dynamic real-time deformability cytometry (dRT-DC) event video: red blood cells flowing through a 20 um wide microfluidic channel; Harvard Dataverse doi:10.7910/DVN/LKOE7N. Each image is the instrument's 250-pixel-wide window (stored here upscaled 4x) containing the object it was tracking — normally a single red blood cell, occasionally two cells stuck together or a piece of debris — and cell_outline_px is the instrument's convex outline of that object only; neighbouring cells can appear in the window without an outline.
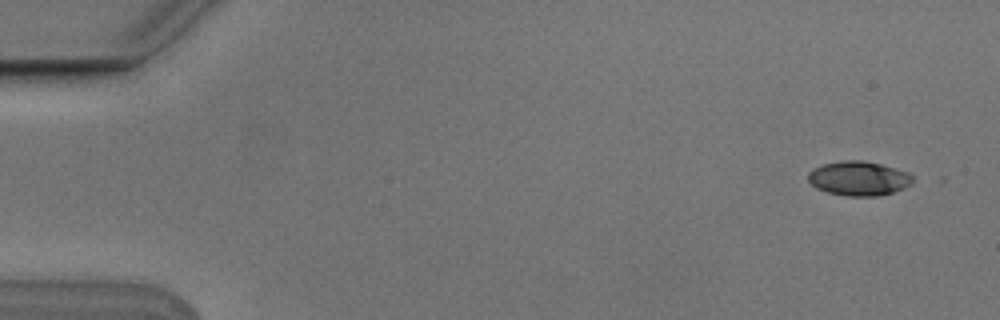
{"species": "Egyptian fruit bat (a non-hibernating species)", "species_latin": "Rousettus aegyptiacus", "temperature_condition": "cold", "stored_images_in_passage": 7, "camera_frame_rate_fps": 3000, "um_per_image_px": 0.085, "animal": {"sex": "male"}, "frame": {"image": 1, "passage_image": 1, "time_ms": 0.0, "image_size_px": [1000, 320], "cell_outline_px": [[912, 180], [908, 184], [892, 192], [876, 196], [848, 196], [828, 192], [816, 188], [808, 180], [808, 172], [812, 168], [824, 164], [840, 160], [864, 160], [880, 164], [908, 172], [912, 176]], "centroid_in_image_um": [72.93, 15.15], "position_along_channel_um": 12.1, "area_um2": 20.69}}
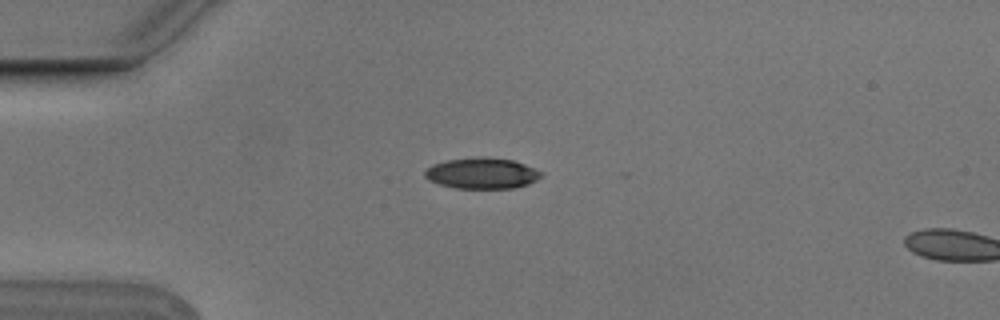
{"frame": {"image": 2, "passage_image": 4, "time_ms": 1.0, "image_size_px": [1000, 320], "cell_outline_px": [[540, 176], [536, 180], [528, 184], [512, 188], [456, 188], [440, 184], [428, 180], [424, 176], [424, 172], [432, 164], [444, 160], [480, 156], [512, 160], [524, 164], [540, 172]], "centroid_in_image_um": [40.9, 14.72], "position_along_channel_um": 44.1, "area_um2": 20.81}}
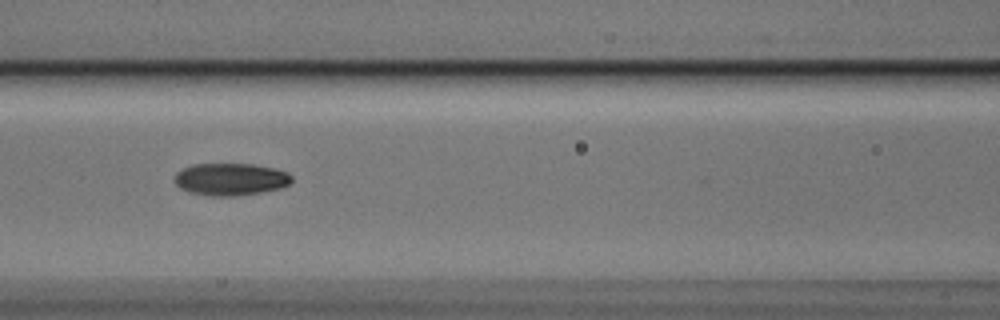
{"frame": {"image": 3, "passage_image": 7, "time_ms": 2.0, "image_size_px": [1000, 320], "cell_outline_px": [[292, 180], [288, 184], [280, 188], [260, 192], [236, 196], [208, 196], [188, 192], [180, 188], [176, 184], [176, 172], [192, 164], [252, 164], [276, 168], [288, 172], [292, 176]], "centroid_in_image_um": [19.6, 15.23], "position_along_channel_um": 147.0, "area_um2": 22.08}}